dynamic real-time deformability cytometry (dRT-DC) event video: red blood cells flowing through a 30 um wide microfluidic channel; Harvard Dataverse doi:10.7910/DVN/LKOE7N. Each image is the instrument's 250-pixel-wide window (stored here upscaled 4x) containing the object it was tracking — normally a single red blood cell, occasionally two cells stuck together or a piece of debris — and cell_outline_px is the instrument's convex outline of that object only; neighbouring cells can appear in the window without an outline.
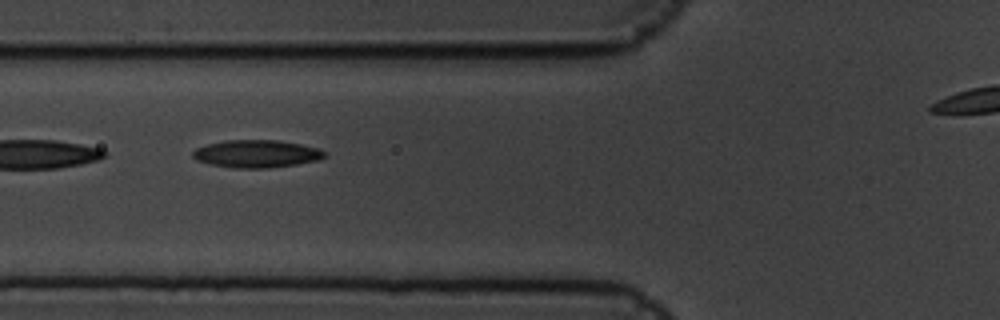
{"species": "common noctule bat (a hibernating species)", "species_latin": "Nyctalus noctula", "temperature_condition": "cold", "stored_images_in_passage": 7, "camera_frame_rate_fps": 3000, "um_per_image_px": 0.085, "animal": {"sex": "male", "body_mass_g": 19.5, "forearm_length_mm": 54.6}, "frame": {"image": 1, "passage_image": 5, "time_ms": 1.333, "image_size_px": [1000, 320], "cell_outline_px": [[328, 152], [320, 160], [296, 164], [268, 168], [232, 168], [208, 164], [196, 160], [192, 156], [192, 152], [196, 148], [208, 144], [224, 140], [280, 140], [320, 148]], "centroid_in_image_um": [21.81, 13.07], "position_along_channel_um": 104.0, "area_um2": 21.44}}
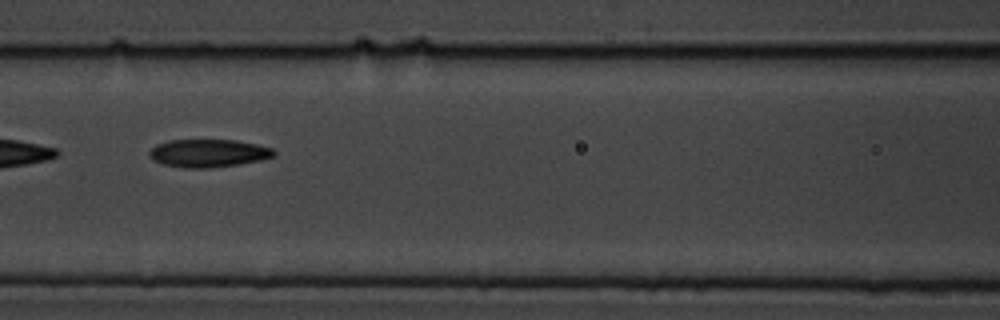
{"frame": {"image": 2, "passage_image": 6, "time_ms": 1.667, "image_size_px": [1000, 320], "cell_outline_px": [[276, 156], [260, 160], [240, 164], [208, 168], [184, 168], [164, 164], [152, 160], [148, 156], [148, 152], [156, 144], [168, 140], [236, 140], [256, 144], [272, 148], [276, 152]], "centroid_in_image_um": [17.7, 13.02], "position_along_channel_um": 148.9, "area_um2": 20.4}}